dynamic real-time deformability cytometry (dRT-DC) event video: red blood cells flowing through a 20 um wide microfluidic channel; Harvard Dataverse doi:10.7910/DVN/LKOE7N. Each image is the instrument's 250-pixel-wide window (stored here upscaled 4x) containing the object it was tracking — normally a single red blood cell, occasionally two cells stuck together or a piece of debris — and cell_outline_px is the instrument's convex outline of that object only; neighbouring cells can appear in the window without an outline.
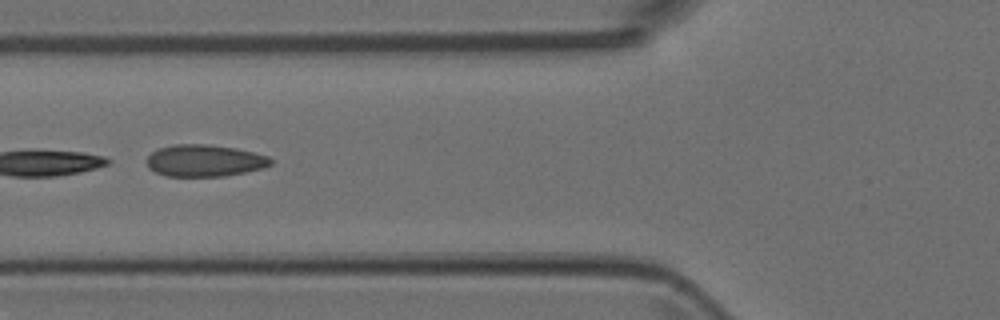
{"species": "Egyptian fruit bat (a non-hibernating species)", "species_latin": "Rousettus aegyptiacus", "temperature_condition": "room temperature", "stored_images_in_passage": 5, "camera_frame_rate_fps": 3000, "um_per_image_px": 0.085, "animal": {"sex": "female"}, "frame": {"image": 1, "passage_image": 5, "time_ms": 1.333, "image_size_px": [1000, 320], "cell_outline_px": [[272, 164], [264, 168], [224, 176], [164, 176], [148, 168], [148, 156], [152, 152], [160, 148], [172, 144], [208, 144], [236, 148], [268, 156], [272, 160]], "centroid_in_image_um": [17.39, 13.65], "position_along_channel_um": 108.4, "area_um2": 23.0}}